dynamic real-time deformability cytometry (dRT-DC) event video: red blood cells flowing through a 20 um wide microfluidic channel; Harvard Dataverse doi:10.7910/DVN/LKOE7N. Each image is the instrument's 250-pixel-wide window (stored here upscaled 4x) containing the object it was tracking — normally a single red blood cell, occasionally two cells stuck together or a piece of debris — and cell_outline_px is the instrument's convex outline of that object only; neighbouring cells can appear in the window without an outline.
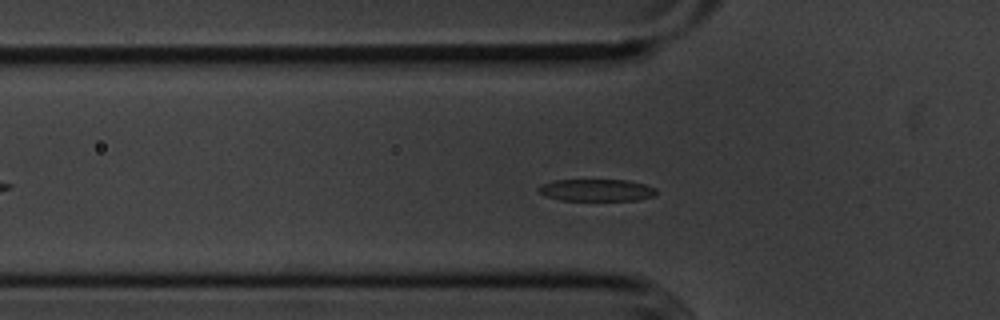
{"species": "common noctule bat (a hibernating species)", "species_latin": "Nyctalus noctula", "temperature_condition": "cold", "stored_images_in_passage": 42, "segment_of_instrument_passage": [1, 2], "camera_frame_rate_fps": 3000, "um_per_image_px": 0.085, "animal": {"sex": "male", "body_mass_g": 20.1, "forearm_length_mm": 53.5}, "frame": {"image": 1, "passage_image": 4, "time_ms": 1.0, "image_size_px": [1000, 320], "cell_outline_px": [[656, 196], [636, 200], [560, 200], [548, 196], [540, 192], [536, 188], [540, 184], [552, 180], [628, 180], [644, 184], [656, 188]], "centroid_in_image_um": [50.7, 16.15], "position_along_channel_um": 75.1, "area_um2": 15.14}}
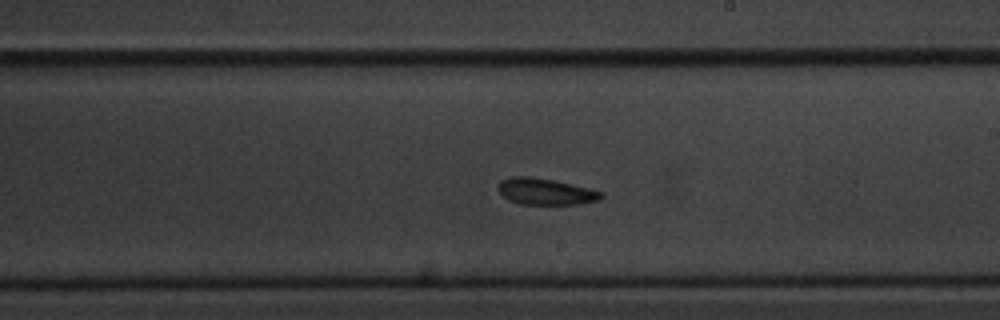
{"frame": {"image": 2, "passage_image": 18, "time_ms": 5.667, "image_size_px": [1000, 320], "cell_outline_px": [[604, 196], [600, 200], [580, 204], [520, 204], [508, 200], [496, 188], [496, 184], [500, 180], [512, 176], [528, 176], [552, 180], [588, 188], [600, 192]], "centroid_in_image_um": [46.31, 16.28], "position_along_channel_um": 242.7, "area_um2": 15.84}}
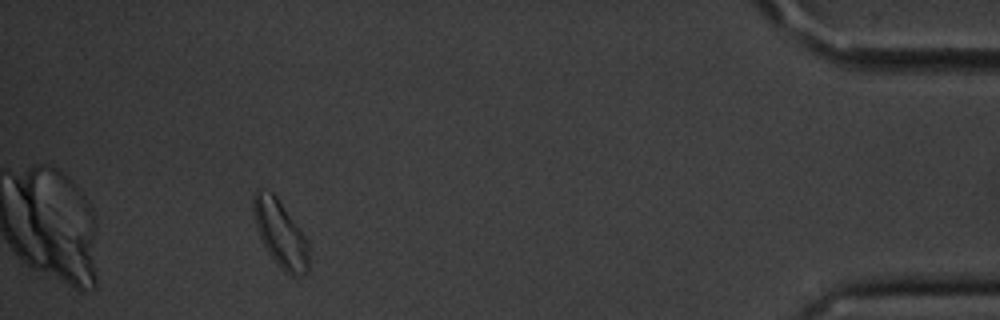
{"frame": {"image": 3, "passage_image": 37, "time_ms": 12.0, "image_size_px": [1000, 320], "cell_outline_px": [[308, 268], [300, 276], [292, 276], [284, 272], [276, 264], [268, 252], [256, 228], [252, 208], [252, 196], [260, 188], [272, 192], [276, 196], [308, 240]], "centroid_in_image_um": [23.81, 19.85], "position_along_channel_um": 411.4, "area_um2": 21.44}}